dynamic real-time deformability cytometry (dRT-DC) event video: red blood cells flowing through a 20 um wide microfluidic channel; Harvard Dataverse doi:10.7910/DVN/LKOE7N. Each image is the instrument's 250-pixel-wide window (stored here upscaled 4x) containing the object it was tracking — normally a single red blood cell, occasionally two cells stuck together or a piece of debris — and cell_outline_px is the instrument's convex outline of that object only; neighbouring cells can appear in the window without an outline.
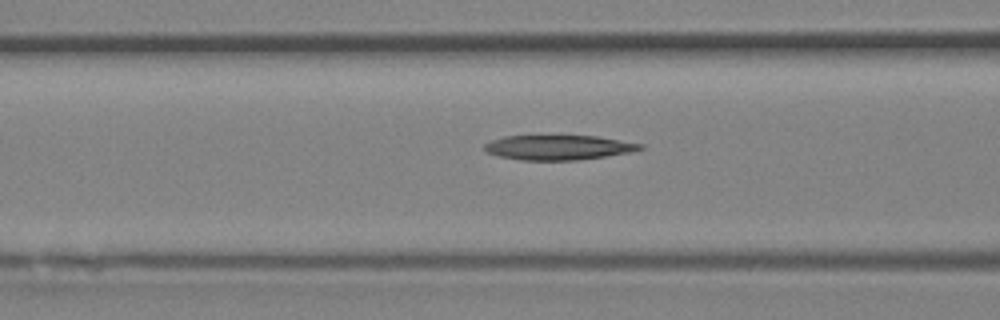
{"species": "Egyptian fruit bat (a non-hibernating species)", "species_latin": "Rousettus aegyptiacus", "temperature_condition": "room temperature", "stored_images_in_passage": 6, "camera_frame_rate_fps": 3000, "um_per_image_px": 0.085, "animal": {"sex": "female"}, "frame": {"image": 1, "passage_image": 6, "time_ms": 1.667, "image_size_px": [1000, 320], "cell_outline_px": [[644, 148], [632, 152], [576, 160], [520, 160], [500, 156], [488, 152], [484, 148], [484, 144], [492, 140], [504, 136], [600, 136], [644, 144]], "centroid_in_image_um": [47.51, 12.53], "position_along_channel_um": 119.1, "area_um2": 22.37}}